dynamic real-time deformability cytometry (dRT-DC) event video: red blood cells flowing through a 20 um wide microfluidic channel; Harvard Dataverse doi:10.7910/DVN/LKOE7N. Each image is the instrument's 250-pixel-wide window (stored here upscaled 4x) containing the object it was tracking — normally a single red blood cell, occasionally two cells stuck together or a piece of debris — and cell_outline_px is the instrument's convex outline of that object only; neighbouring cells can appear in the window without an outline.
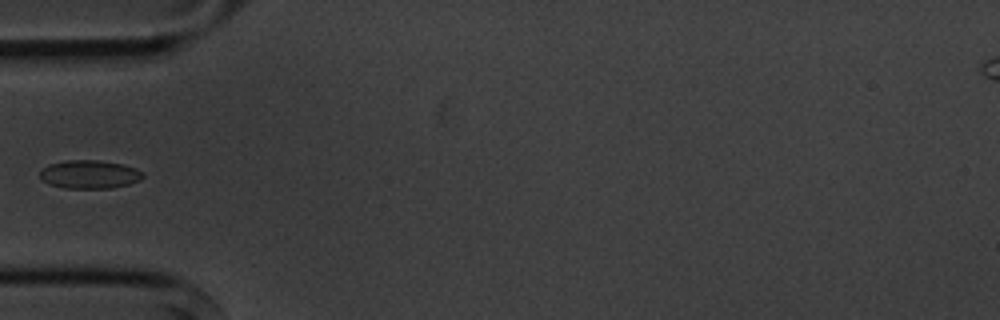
{"species": "common noctule bat (a hibernating species)", "species_latin": "Nyctalus noctula", "temperature_condition": "cold", "stored_images_in_passage": 6, "camera_frame_rate_fps": 3000, "um_per_image_px": 0.085, "animal": {"sex": "male", "body_mass_g": 20.1, "forearm_length_mm": 53.5}, "frame": {"image": 1, "passage_image": 5, "time_ms": 5.333, "image_size_px": [1000, 320], "cell_outline_px": [[144, 176], [140, 180], [128, 184], [112, 188], [64, 188], [48, 184], [40, 176], [40, 172], [48, 164], [64, 160], [100, 160], [124, 164], [136, 168], [144, 172]], "centroid_in_image_um": [7.64, 14.81], "position_along_channel_um": 77.4, "area_um2": 17.17}}
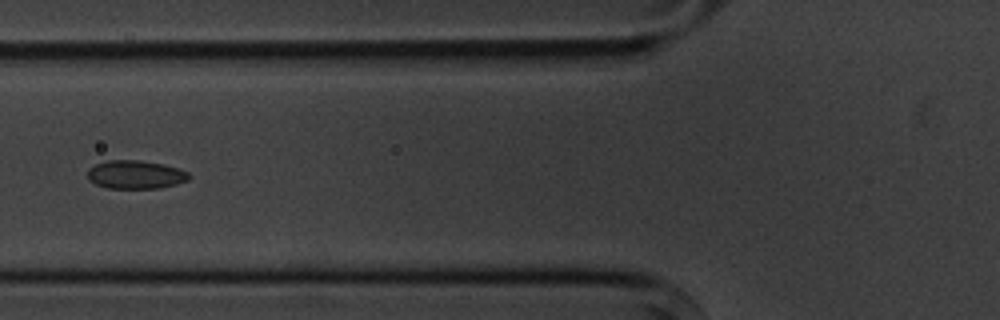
{"frame": {"image": 2, "passage_image": 6, "time_ms": 6.333, "image_size_px": [1000, 320], "cell_outline_px": [[192, 176], [188, 180], [176, 184], [160, 188], [108, 188], [96, 184], [88, 180], [88, 168], [96, 164], [108, 160], [136, 160], [164, 164], [188, 172]], "centroid_in_image_um": [11.52, 14.84], "position_along_channel_um": 114.3, "area_um2": 16.76}}